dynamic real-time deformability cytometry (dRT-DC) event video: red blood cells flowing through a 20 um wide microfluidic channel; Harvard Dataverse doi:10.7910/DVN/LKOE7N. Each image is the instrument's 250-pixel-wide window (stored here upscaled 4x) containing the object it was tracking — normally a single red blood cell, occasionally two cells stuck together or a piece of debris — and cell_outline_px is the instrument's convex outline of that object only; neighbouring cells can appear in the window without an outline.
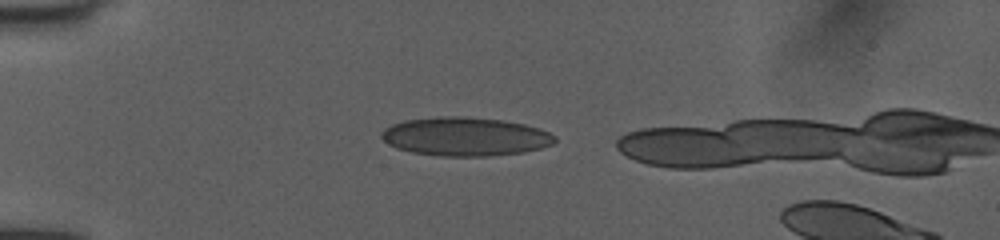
{"species": "human", "species_latin": "Homo sapiens", "temperature_condition": "room temperature", "stored_images_in_passage": 36, "camera_frame_rate_fps": 3000, "um_per_image_px": 0.085, "donor": {"sex": "female"}, "frame": {"image": 1, "passage_image": 4, "time_ms": 1.0, "image_size_px": [1000, 240], "cell_outline_px": [[556, 140], [552, 144], [540, 148], [524, 152], [488, 156], [440, 156], [412, 152], [396, 148], [388, 144], [380, 136], [380, 132], [384, 128], [392, 124], [404, 120], [436, 116], [464, 116], [504, 120], [524, 124], [540, 128], [556, 136]], "centroid_in_image_um": [39.52, 11.6], "position_along_channel_um": 45.5, "area_um2": 39.36}}
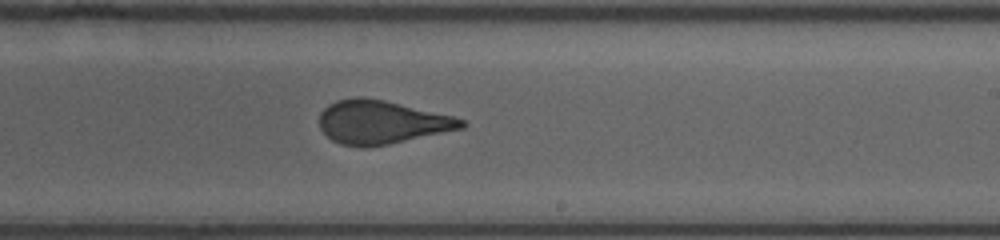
{"frame": {"image": 2, "passage_image": 22, "time_ms": 7.0, "image_size_px": [1000, 240], "cell_outline_px": [[468, 124], [464, 128], [388, 144], [364, 148], [360, 148], [340, 144], [332, 140], [320, 128], [320, 112], [328, 104], [336, 100], [352, 96], [364, 96], [384, 100], [452, 116], [464, 120]], "centroid_in_image_um": [32.39, 10.38], "position_along_channel_um": 256.6, "area_um2": 36.07}}
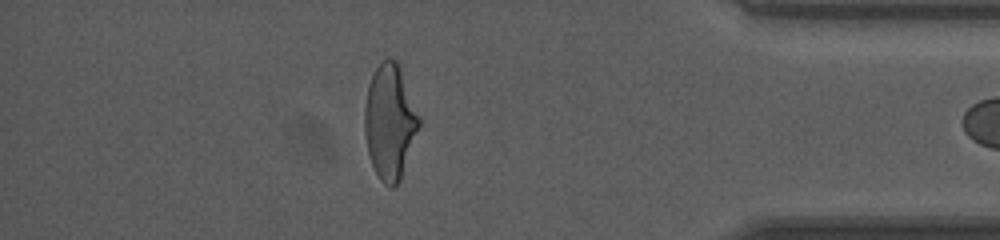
{"frame": {"image": 3, "passage_image": 35, "time_ms": 11.333, "image_size_px": [1000, 240], "cell_outline_px": [[420, 124], [400, 180], [392, 188], [384, 184], [380, 180], [372, 164], [368, 152], [364, 132], [364, 108], [368, 84], [376, 68], [384, 60], [396, 60], [400, 64], [420, 116]], "centroid_in_image_um": [33.14, 10.34], "position_along_channel_um": 402.1, "area_um2": 36.36}}